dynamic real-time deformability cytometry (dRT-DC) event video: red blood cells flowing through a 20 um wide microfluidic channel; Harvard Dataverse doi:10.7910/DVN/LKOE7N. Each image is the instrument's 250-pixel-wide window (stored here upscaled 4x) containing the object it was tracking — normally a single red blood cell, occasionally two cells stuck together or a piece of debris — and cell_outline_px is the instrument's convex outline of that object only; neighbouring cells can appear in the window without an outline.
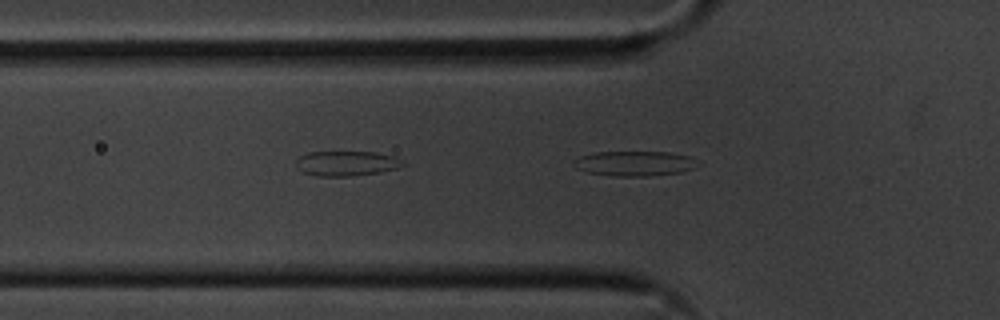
{"species": "common noctule bat (a hibernating species)", "species_latin": "Nyctalus noctula", "temperature_condition": "cold", "stored_images_in_passage": 39, "camera_frame_rate_fps": 3000, "um_per_image_px": 0.085, "animal": {"sex": "male", "body_mass_g": 20.1, "forearm_length_mm": 53.5}, "frame": {"image": 1, "passage_image": 3, "time_ms": 0.667, "image_size_px": [1000, 320], "cell_outline_px": [[700, 164], [692, 168], [680, 172], [648, 176], [612, 176], [588, 172], [576, 168], [572, 164], [572, 160], [580, 156], [592, 152], [668, 152], [692, 156]], "centroid_in_image_um": [53.91, 13.89], "position_along_channel_um": 71.9, "area_um2": 18.15}}
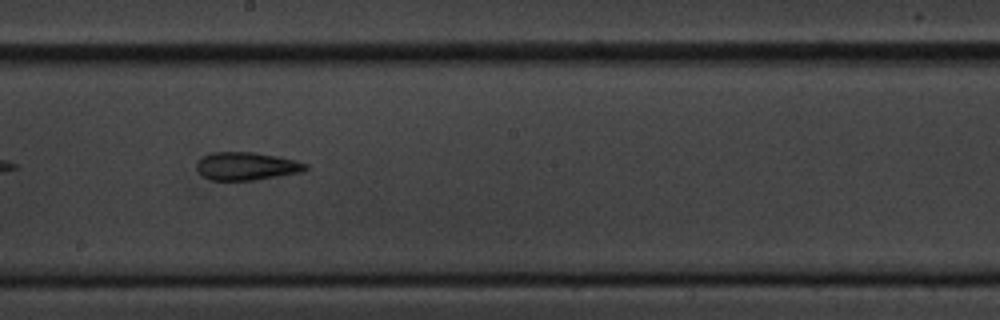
{"frame": {"image": 2, "passage_image": 16, "time_ms": 5.0, "image_size_px": [1000, 320], "cell_outline_px": [[308, 168], [300, 172], [280, 176], [256, 180], [208, 180], [196, 168], [196, 164], [204, 156], [212, 152], [252, 152], [276, 156], [296, 160], [308, 164]], "centroid_in_image_um": [20.97, 14.13], "position_along_channel_um": 227.2, "area_um2": 17.69}}
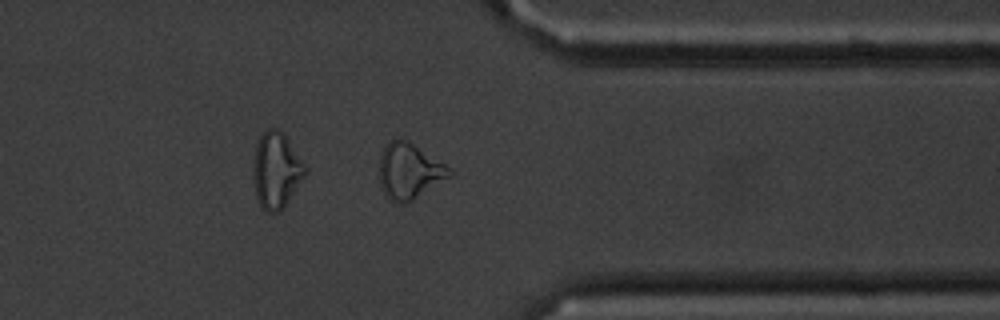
{"frame": {"image": 3, "passage_image": 29, "time_ms": 9.333, "image_size_px": [1000, 320], "cell_outline_px": [[456, 172], [452, 176], [412, 200], [404, 204], [400, 204], [392, 200], [384, 192], [380, 184], [380, 152], [396, 136], [400, 136], [408, 140]], "centroid_in_image_um": [34.8, 14.52], "position_along_channel_um": 376.6, "area_um2": 22.72}, "authors_computed_cell_mechanics": {"area_um2": 17.918, "velocity_mm_per_s": 3.5706, "shape_relaxation_time_tau1_ms": null, "shape_relaxation_time_tau2_ms": 4.3014, "deformation_change_tau1": null, "deformation_change_tau2": 0.1375}}